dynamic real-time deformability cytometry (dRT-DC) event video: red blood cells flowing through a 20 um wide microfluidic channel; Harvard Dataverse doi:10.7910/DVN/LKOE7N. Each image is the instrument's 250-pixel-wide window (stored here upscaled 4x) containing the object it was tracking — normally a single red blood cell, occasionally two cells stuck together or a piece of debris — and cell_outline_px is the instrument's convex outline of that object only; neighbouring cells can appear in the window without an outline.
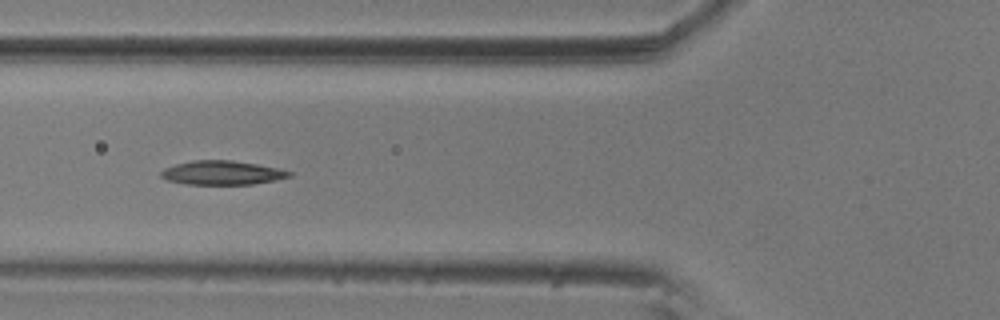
{"species": "common noctule bat (a hibernating species)", "species_latin": "Nyctalus noctula", "temperature_condition": "room temperature", "stored_images_in_passage": 8, "camera_frame_rate_fps": 3000, "um_per_image_px": 0.085, "animal": {"sex": "male", "body_mass_g": 20.5, "forearm_length_mm": 52.5}, "frame": {"image": 1, "passage_image": 6, "time_ms": 1.667, "image_size_px": [1000, 320], "cell_outline_px": [[292, 176], [276, 180], [252, 184], [188, 184], [168, 180], [160, 176], [160, 172], [164, 168], [176, 164], [192, 160], [232, 160], [256, 164], [276, 168], [292, 172]], "centroid_in_image_um": [18.87, 14.68], "position_along_channel_um": 106.9, "area_um2": 17.8}}
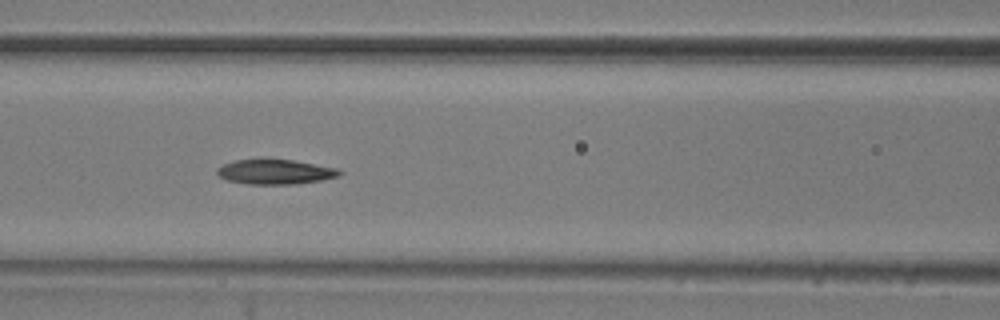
{"frame": {"image": 2, "passage_image": 7, "time_ms": 2.0, "image_size_px": [1000, 320], "cell_outline_px": [[344, 172], [340, 176], [320, 180], [296, 184], [248, 184], [228, 180], [220, 176], [216, 172], [216, 168], [224, 164], [236, 160], [260, 156], [292, 160], [340, 168]], "centroid_in_image_um": [23.4, 14.56], "position_along_channel_um": 143.2, "area_um2": 18.38}}
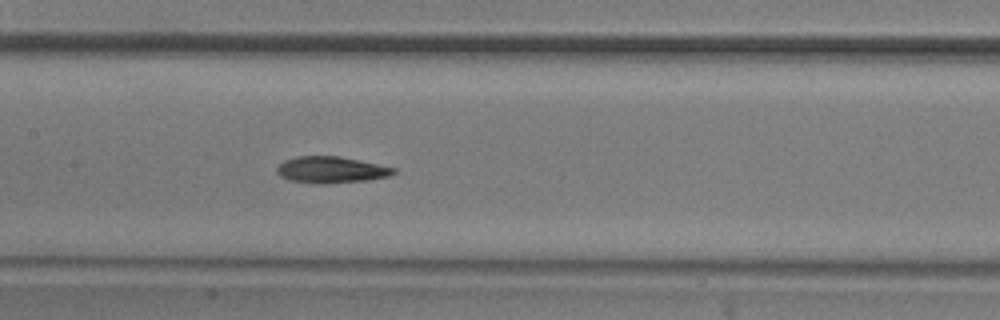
{"frame": {"image": 3, "passage_image": 8, "time_ms": 2.333, "image_size_px": [1000, 320], "cell_outline_px": [[396, 172], [388, 176], [368, 180], [328, 184], [316, 184], [288, 180], [280, 176], [276, 172], [276, 168], [284, 160], [296, 156], [340, 156], [396, 168]], "centroid_in_image_um": [28.11, 14.44], "position_along_channel_um": 179.3, "area_um2": 18.15}}